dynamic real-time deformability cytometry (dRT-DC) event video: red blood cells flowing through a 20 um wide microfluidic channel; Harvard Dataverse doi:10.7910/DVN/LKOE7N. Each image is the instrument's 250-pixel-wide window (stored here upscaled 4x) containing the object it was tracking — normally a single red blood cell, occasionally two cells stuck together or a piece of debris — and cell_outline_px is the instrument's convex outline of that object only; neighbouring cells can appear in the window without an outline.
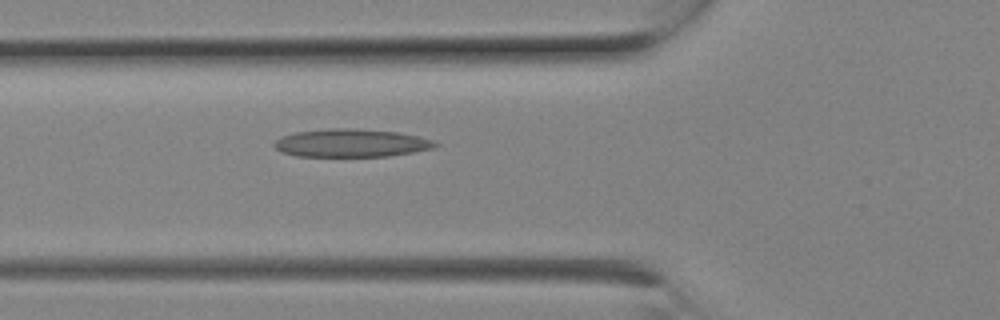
{"species": "Egyptian fruit bat (a non-hibernating species)", "species_latin": "Rousettus aegyptiacus", "temperature_condition": "room temperature", "stored_images_in_passage": 8, "camera_frame_rate_fps": 3000, "um_per_image_px": 0.085, "animal": {"sex": "female"}, "frame": {"image": 1, "passage_image": 8, "time_ms": 2.333, "image_size_px": [1000, 320], "cell_outline_px": [[440, 144], [432, 148], [412, 152], [388, 156], [296, 156], [280, 152], [272, 144], [276, 140], [284, 136], [296, 132], [328, 128], [348, 128], [396, 132], [416, 136], [432, 140]], "centroid_in_image_um": [29.81, 12.16], "position_along_channel_um": 96.0, "area_um2": 26.01}}